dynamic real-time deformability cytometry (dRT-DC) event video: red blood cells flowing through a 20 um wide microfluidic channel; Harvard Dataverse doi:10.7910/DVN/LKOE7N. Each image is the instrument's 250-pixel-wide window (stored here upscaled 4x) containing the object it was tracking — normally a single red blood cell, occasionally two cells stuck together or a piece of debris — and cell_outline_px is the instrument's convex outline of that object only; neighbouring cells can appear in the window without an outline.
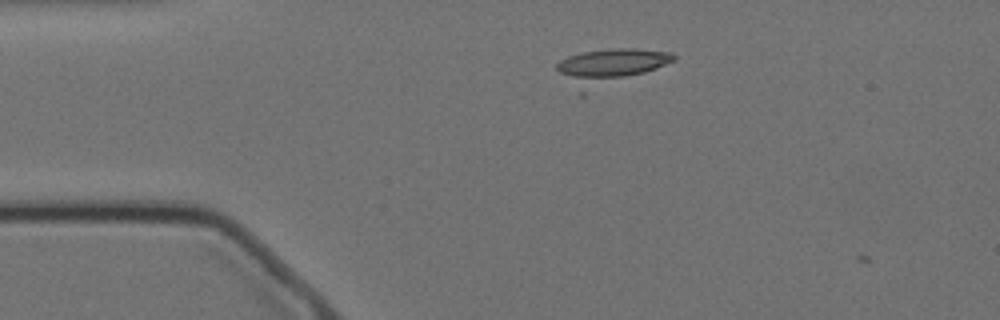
{"species": "Egyptian fruit bat (a non-hibernating species)", "species_latin": "Rousettus aegyptiacus", "temperature_condition": "cold", "stored_images_in_passage": 6, "camera_frame_rate_fps": 3000, "um_per_image_px": 0.085, "animal": {"sex": "female"}, "frame": {"image": 1, "passage_image": 5, "time_ms": 1.333, "image_size_px": [1000, 320], "cell_outline_px": [[676, 56], [672, 60], [656, 68], [584, 96], [580, 96], [556, 68], [556, 64], [560, 60], [568, 56], [584, 52], [612, 48], [632, 48], [672, 52]], "centroid_in_image_um": [51.74, 5.7], "position_along_channel_um": 33.3, "area_um2": 24.28}}